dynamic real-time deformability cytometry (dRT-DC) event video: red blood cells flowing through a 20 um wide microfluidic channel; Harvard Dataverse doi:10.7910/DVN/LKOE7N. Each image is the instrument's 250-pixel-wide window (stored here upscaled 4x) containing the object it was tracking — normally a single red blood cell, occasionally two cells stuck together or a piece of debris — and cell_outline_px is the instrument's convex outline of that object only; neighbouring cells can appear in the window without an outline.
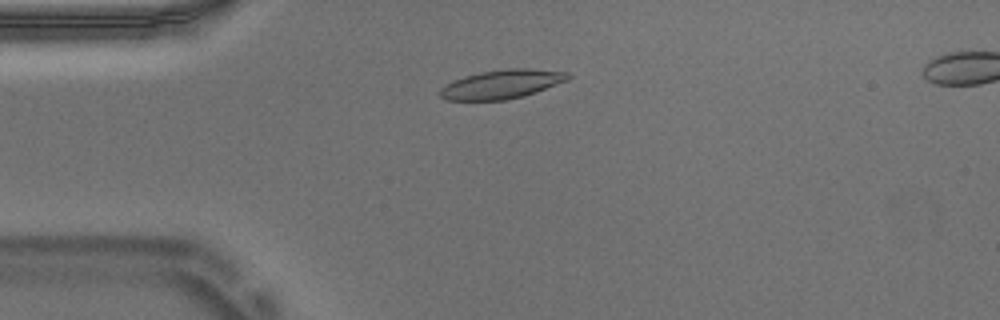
{"species": "Egyptian fruit bat (a non-hibernating species)", "species_latin": "Rousettus aegyptiacus", "temperature_condition": "warm", "stored_images_in_passage": 53, "segment_of_instrument_passage": [1, 2], "camera_frame_rate_fps": 3000, "um_per_image_px": 0.085, "animal": {"sex": "male"}, "frame": {"image": 1, "passage_image": 11, "time_ms": 3.333, "image_size_px": [1000, 320], "cell_outline_px": [[572, 76], [568, 80], [536, 92], [524, 96], [504, 100], [444, 100], [436, 92], [440, 88], [464, 76], [480, 72], [508, 68], [528, 68], [568, 72]], "centroid_in_image_um": [42.66, 7.16], "position_along_channel_um": 42.3, "area_um2": 21.62}}
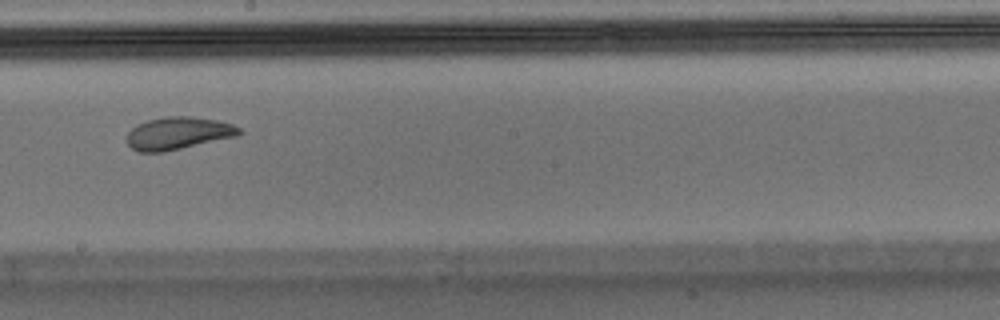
{"frame": {"image": 2, "passage_image": 28, "time_ms": 9.0, "image_size_px": [1000, 320], "cell_outline_px": [[244, 132], [240, 136], [164, 152], [136, 152], [128, 144], [124, 136], [136, 124], [148, 120], [168, 116], [192, 116], [216, 120], [232, 124], [240, 128]], "centroid_in_image_um": [15.15, 11.33], "position_along_channel_um": 233.1, "area_um2": 21.68}}
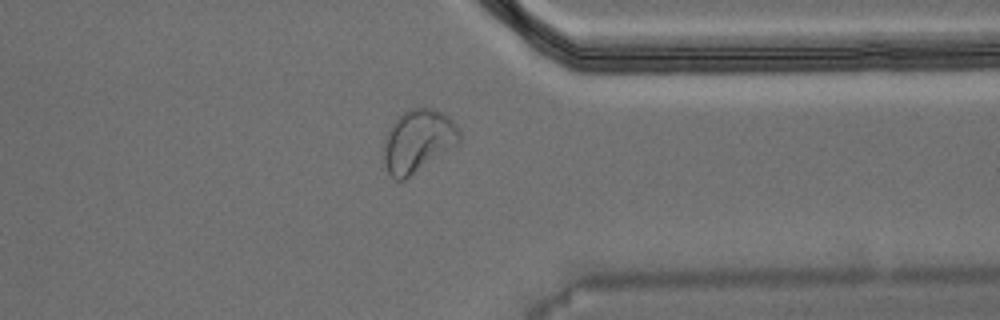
{"frame": {"image": 3, "passage_image": 40, "time_ms": 13.0, "image_size_px": [1000, 320], "cell_outline_px": [[460, 144], [404, 180], [396, 180], [388, 172], [384, 164], [384, 136], [392, 124], [404, 112], [412, 108], [432, 108], [448, 116], [456, 124], [460, 132]], "centroid_in_image_um": [35.55, 11.99], "position_along_channel_um": 375.9, "area_um2": 27.69}}